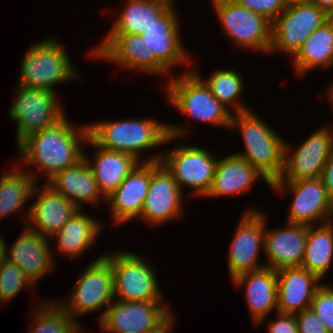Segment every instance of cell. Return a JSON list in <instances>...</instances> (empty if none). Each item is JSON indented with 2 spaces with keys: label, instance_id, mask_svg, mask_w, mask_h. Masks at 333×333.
Listing matches in <instances>:
<instances>
[{
  "label": "cell",
  "instance_id": "6da1fadb",
  "mask_svg": "<svg viewBox=\"0 0 333 333\" xmlns=\"http://www.w3.org/2000/svg\"><path fill=\"white\" fill-rule=\"evenodd\" d=\"M88 138V124L74 127L65 116L56 125L24 139L17 146L19 161L24 163L22 165H32L37 171H42L48 182L58 172L84 157L82 145Z\"/></svg>",
  "mask_w": 333,
  "mask_h": 333
},
{
  "label": "cell",
  "instance_id": "7a4b0ae2",
  "mask_svg": "<svg viewBox=\"0 0 333 333\" xmlns=\"http://www.w3.org/2000/svg\"><path fill=\"white\" fill-rule=\"evenodd\" d=\"M89 138L99 147L130 154L140 162L160 161L162 153L141 160L142 150L165 145L187 132L183 126L154 119H123L88 124Z\"/></svg>",
  "mask_w": 333,
  "mask_h": 333
},
{
  "label": "cell",
  "instance_id": "3957f363",
  "mask_svg": "<svg viewBox=\"0 0 333 333\" xmlns=\"http://www.w3.org/2000/svg\"><path fill=\"white\" fill-rule=\"evenodd\" d=\"M230 128H238L245 147V151L234 154L250 163L270 183L277 180L283 170L285 140L252 110L233 114Z\"/></svg>",
  "mask_w": 333,
  "mask_h": 333
},
{
  "label": "cell",
  "instance_id": "277c9868",
  "mask_svg": "<svg viewBox=\"0 0 333 333\" xmlns=\"http://www.w3.org/2000/svg\"><path fill=\"white\" fill-rule=\"evenodd\" d=\"M65 47L53 37L34 42L22 58L18 85L55 92L59 83L80 80Z\"/></svg>",
  "mask_w": 333,
  "mask_h": 333
},
{
  "label": "cell",
  "instance_id": "5b68a950",
  "mask_svg": "<svg viewBox=\"0 0 333 333\" xmlns=\"http://www.w3.org/2000/svg\"><path fill=\"white\" fill-rule=\"evenodd\" d=\"M197 69L185 72L181 77L167 80V100L184 115L203 123L230 128L232 113L211 93L209 86L197 73Z\"/></svg>",
  "mask_w": 333,
  "mask_h": 333
},
{
  "label": "cell",
  "instance_id": "8992f818",
  "mask_svg": "<svg viewBox=\"0 0 333 333\" xmlns=\"http://www.w3.org/2000/svg\"><path fill=\"white\" fill-rule=\"evenodd\" d=\"M16 100L9 118L16 122L17 146L27 137L56 125L66 115L56 92L16 86Z\"/></svg>",
  "mask_w": 333,
  "mask_h": 333
},
{
  "label": "cell",
  "instance_id": "52a82bcc",
  "mask_svg": "<svg viewBox=\"0 0 333 333\" xmlns=\"http://www.w3.org/2000/svg\"><path fill=\"white\" fill-rule=\"evenodd\" d=\"M80 274L67 303H58L75 321L77 316L97 312L103 308L104 311L99 316L100 322L108 306L115 300L111 264L103 254ZM105 306L107 308H104Z\"/></svg>",
  "mask_w": 333,
  "mask_h": 333
},
{
  "label": "cell",
  "instance_id": "ba28073f",
  "mask_svg": "<svg viewBox=\"0 0 333 333\" xmlns=\"http://www.w3.org/2000/svg\"><path fill=\"white\" fill-rule=\"evenodd\" d=\"M104 256L113 270L114 298H118L116 300L164 301L156 273L143 256L129 251H114Z\"/></svg>",
  "mask_w": 333,
  "mask_h": 333
},
{
  "label": "cell",
  "instance_id": "9c48e42d",
  "mask_svg": "<svg viewBox=\"0 0 333 333\" xmlns=\"http://www.w3.org/2000/svg\"><path fill=\"white\" fill-rule=\"evenodd\" d=\"M175 3L141 37L148 46V73L168 75L172 68L191 63L183 46Z\"/></svg>",
  "mask_w": 333,
  "mask_h": 333
},
{
  "label": "cell",
  "instance_id": "30bf717a",
  "mask_svg": "<svg viewBox=\"0 0 333 333\" xmlns=\"http://www.w3.org/2000/svg\"><path fill=\"white\" fill-rule=\"evenodd\" d=\"M224 33L241 47L267 53L272 39V22L233 0H212Z\"/></svg>",
  "mask_w": 333,
  "mask_h": 333
},
{
  "label": "cell",
  "instance_id": "8fae6325",
  "mask_svg": "<svg viewBox=\"0 0 333 333\" xmlns=\"http://www.w3.org/2000/svg\"><path fill=\"white\" fill-rule=\"evenodd\" d=\"M331 17L324 9L308 1L288 4L272 23L268 53L278 50L293 57L305 40Z\"/></svg>",
  "mask_w": 333,
  "mask_h": 333
},
{
  "label": "cell",
  "instance_id": "7c38bea8",
  "mask_svg": "<svg viewBox=\"0 0 333 333\" xmlns=\"http://www.w3.org/2000/svg\"><path fill=\"white\" fill-rule=\"evenodd\" d=\"M177 146L168 153L162 152L160 162L174 176L182 192L187 186L196 197H205L213 182L217 155L191 144Z\"/></svg>",
  "mask_w": 333,
  "mask_h": 333
},
{
  "label": "cell",
  "instance_id": "4fadbf2b",
  "mask_svg": "<svg viewBox=\"0 0 333 333\" xmlns=\"http://www.w3.org/2000/svg\"><path fill=\"white\" fill-rule=\"evenodd\" d=\"M333 129V128H332ZM326 126L313 132L296 149L284 142L281 176L275 181H297L322 176L324 166L333 152V130Z\"/></svg>",
  "mask_w": 333,
  "mask_h": 333
},
{
  "label": "cell",
  "instance_id": "5bb4252c",
  "mask_svg": "<svg viewBox=\"0 0 333 333\" xmlns=\"http://www.w3.org/2000/svg\"><path fill=\"white\" fill-rule=\"evenodd\" d=\"M271 189L277 193L286 189L293 196L286 222L307 226L315 225V222L317 224L330 222L331 199L321 177L274 181L271 183Z\"/></svg>",
  "mask_w": 333,
  "mask_h": 333
},
{
  "label": "cell",
  "instance_id": "9a60e30c",
  "mask_svg": "<svg viewBox=\"0 0 333 333\" xmlns=\"http://www.w3.org/2000/svg\"><path fill=\"white\" fill-rule=\"evenodd\" d=\"M267 216L263 211L248 209L239 221L227 257L230 278L266 267L259 264V252L264 249Z\"/></svg>",
  "mask_w": 333,
  "mask_h": 333
},
{
  "label": "cell",
  "instance_id": "2e32d148",
  "mask_svg": "<svg viewBox=\"0 0 333 333\" xmlns=\"http://www.w3.org/2000/svg\"><path fill=\"white\" fill-rule=\"evenodd\" d=\"M183 198V192L167 168L160 161L150 162V183L139 219L161 226L181 218Z\"/></svg>",
  "mask_w": 333,
  "mask_h": 333
},
{
  "label": "cell",
  "instance_id": "e0dca14e",
  "mask_svg": "<svg viewBox=\"0 0 333 333\" xmlns=\"http://www.w3.org/2000/svg\"><path fill=\"white\" fill-rule=\"evenodd\" d=\"M172 311L164 301H113L100 321L108 333H148L156 329Z\"/></svg>",
  "mask_w": 333,
  "mask_h": 333
},
{
  "label": "cell",
  "instance_id": "ac0fdd59",
  "mask_svg": "<svg viewBox=\"0 0 333 333\" xmlns=\"http://www.w3.org/2000/svg\"><path fill=\"white\" fill-rule=\"evenodd\" d=\"M36 185L37 183L33 187L31 197L36 195L38 198L28 208L25 215L26 226L50 239L79 209L47 182L41 189Z\"/></svg>",
  "mask_w": 333,
  "mask_h": 333
},
{
  "label": "cell",
  "instance_id": "d6986e66",
  "mask_svg": "<svg viewBox=\"0 0 333 333\" xmlns=\"http://www.w3.org/2000/svg\"><path fill=\"white\" fill-rule=\"evenodd\" d=\"M49 240L25 225L22 234L7 249V259L14 262L34 284L56 268L52 255L54 249H51Z\"/></svg>",
  "mask_w": 333,
  "mask_h": 333
},
{
  "label": "cell",
  "instance_id": "ffe728a7",
  "mask_svg": "<svg viewBox=\"0 0 333 333\" xmlns=\"http://www.w3.org/2000/svg\"><path fill=\"white\" fill-rule=\"evenodd\" d=\"M150 183V162H140L106 198L110 204L113 226L139 219Z\"/></svg>",
  "mask_w": 333,
  "mask_h": 333
},
{
  "label": "cell",
  "instance_id": "44dd1931",
  "mask_svg": "<svg viewBox=\"0 0 333 333\" xmlns=\"http://www.w3.org/2000/svg\"><path fill=\"white\" fill-rule=\"evenodd\" d=\"M265 228L264 249L267 264L274 270L301 267L308 226L288 223L284 228L269 231Z\"/></svg>",
  "mask_w": 333,
  "mask_h": 333
},
{
  "label": "cell",
  "instance_id": "7402d4cb",
  "mask_svg": "<svg viewBox=\"0 0 333 333\" xmlns=\"http://www.w3.org/2000/svg\"><path fill=\"white\" fill-rule=\"evenodd\" d=\"M277 312L295 314L311 308L321 279L302 267L277 270Z\"/></svg>",
  "mask_w": 333,
  "mask_h": 333
},
{
  "label": "cell",
  "instance_id": "603a6c76",
  "mask_svg": "<svg viewBox=\"0 0 333 333\" xmlns=\"http://www.w3.org/2000/svg\"><path fill=\"white\" fill-rule=\"evenodd\" d=\"M236 287L243 285L246 304L253 324L258 326L273 309L277 312V271L270 267L241 274L232 280ZM271 312V313H270Z\"/></svg>",
  "mask_w": 333,
  "mask_h": 333
},
{
  "label": "cell",
  "instance_id": "cb8c5ba5",
  "mask_svg": "<svg viewBox=\"0 0 333 333\" xmlns=\"http://www.w3.org/2000/svg\"><path fill=\"white\" fill-rule=\"evenodd\" d=\"M91 49V58L116 63L124 69L148 73V46L138 34H107Z\"/></svg>",
  "mask_w": 333,
  "mask_h": 333
},
{
  "label": "cell",
  "instance_id": "d4e9b609",
  "mask_svg": "<svg viewBox=\"0 0 333 333\" xmlns=\"http://www.w3.org/2000/svg\"><path fill=\"white\" fill-rule=\"evenodd\" d=\"M47 183L80 210L83 202L98 205L101 201H106L97 187L94 174L85 157L75 165L58 172Z\"/></svg>",
  "mask_w": 333,
  "mask_h": 333
},
{
  "label": "cell",
  "instance_id": "484cf974",
  "mask_svg": "<svg viewBox=\"0 0 333 333\" xmlns=\"http://www.w3.org/2000/svg\"><path fill=\"white\" fill-rule=\"evenodd\" d=\"M260 177L271 188L265 176L242 157L231 154L223 159L218 158L213 182L205 198L245 193Z\"/></svg>",
  "mask_w": 333,
  "mask_h": 333
},
{
  "label": "cell",
  "instance_id": "4316f807",
  "mask_svg": "<svg viewBox=\"0 0 333 333\" xmlns=\"http://www.w3.org/2000/svg\"><path fill=\"white\" fill-rule=\"evenodd\" d=\"M87 144L96 148V155L92 160L86 157V154L84 157L91 167L100 193L106 199L140 161L130 154L99 147L90 138L87 139Z\"/></svg>",
  "mask_w": 333,
  "mask_h": 333
},
{
  "label": "cell",
  "instance_id": "83f0119b",
  "mask_svg": "<svg viewBox=\"0 0 333 333\" xmlns=\"http://www.w3.org/2000/svg\"><path fill=\"white\" fill-rule=\"evenodd\" d=\"M102 228V223L99 220L79 209L62 229L50 239H55L56 242L54 243L57 245L55 249L60 254L68 256L71 260L76 257L78 259L96 243L95 241L102 234Z\"/></svg>",
  "mask_w": 333,
  "mask_h": 333
},
{
  "label": "cell",
  "instance_id": "f1b7e54d",
  "mask_svg": "<svg viewBox=\"0 0 333 333\" xmlns=\"http://www.w3.org/2000/svg\"><path fill=\"white\" fill-rule=\"evenodd\" d=\"M175 2V0H127V4L115 19L108 34L141 35Z\"/></svg>",
  "mask_w": 333,
  "mask_h": 333
},
{
  "label": "cell",
  "instance_id": "f546056e",
  "mask_svg": "<svg viewBox=\"0 0 333 333\" xmlns=\"http://www.w3.org/2000/svg\"><path fill=\"white\" fill-rule=\"evenodd\" d=\"M294 70L299 75L333 64V17L316 29L292 57Z\"/></svg>",
  "mask_w": 333,
  "mask_h": 333
},
{
  "label": "cell",
  "instance_id": "4dcf8cb0",
  "mask_svg": "<svg viewBox=\"0 0 333 333\" xmlns=\"http://www.w3.org/2000/svg\"><path fill=\"white\" fill-rule=\"evenodd\" d=\"M333 263V221L308 226V235L302 268L317 275L321 280Z\"/></svg>",
  "mask_w": 333,
  "mask_h": 333
},
{
  "label": "cell",
  "instance_id": "1f68e13d",
  "mask_svg": "<svg viewBox=\"0 0 333 333\" xmlns=\"http://www.w3.org/2000/svg\"><path fill=\"white\" fill-rule=\"evenodd\" d=\"M22 170L5 171L0 177V219L22 210L31 197L40 173Z\"/></svg>",
  "mask_w": 333,
  "mask_h": 333
},
{
  "label": "cell",
  "instance_id": "d6a6232c",
  "mask_svg": "<svg viewBox=\"0 0 333 333\" xmlns=\"http://www.w3.org/2000/svg\"><path fill=\"white\" fill-rule=\"evenodd\" d=\"M241 75V73L239 74L238 71L232 69H217L208 79H203L209 86L212 95L223 106L227 109L229 108L232 114L251 110L245 103L240 101V96L244 91V82Z\"/></svg>",
  "mask_w": 333,
  "mask_h": 333
},
{
  "label": "cell",
  "instance_id": "836d02e7",
  "mask_svg": "<svg viewBox=\"0 0 333 333\" xmlns=\"http://www.w3.org/2000/svg\"><path fill=\"white\" fill-rule=\"evenodd\" d=\"M39 306V307H38ZM38 306H34L32 321L29 325L30 333H81L80 327L57 302L44 300Z\"/></svg>",
  "mask_w": 333,
  "mask_h": 333
},
{
  "label": "cell",
  "instance_id": "e575fe53",
  "mask_svg": "<svg viewBox=\"0 0 333 333\" xmlns=\"http://www.w3.org/2000/svg\"><path fill=\"white\" fill-rule=\"evenodd\" d=\"M34 283L10 260L0 266V304L16 298L24 287L32 288Z\"/></svg>",
  "mask_w": 333,
  "mask_h": 333
},
{
  "label": "cell",
  "instance_id": "d590c367",
  "mask_svg": "<svg viewBox=\"0 0 333 333\" xmlns=\"http://www.w3.org/2000/svg\"><path fill=\"white\" fill-rule=\"evenodd\" d=\"M311 308L329 333H333V287L325 283L313 296Z\"/></svg>",
  "mask_w": 333,
  "mask_h": 333
},
{
  "label": "cell",
  "instance_id": "8d00e7d4",
  "mask_svg": "<svg viewBox=\"0 0 333 333\" xmlns=\"http://www.w3.org/2000/svg\"><path fill=\"white\" fill-rule=\"evenodd\" d=\"M237 4L258 13L272 23L286 9L284 0H233Z\"/></svg>",
  "mask_w": 333,
  "mask_h": 333
},
{
  "label": "cell",
  "instance_id": "74e56055",
  "mask_svg": "<svg viewBox=\"0 0 333 333\" xmlns=\"http://www.w3.org/2000/svg\"><path fill=\"white\" fill-rule=\"evenodd\" d=\"M299 333H329L312 308L295 313Z\"/></svg>",
  "mask_w": 333,
  "mask_h": 333
},
{
  "label": "cell",
  "instance_id": "f35d334b",
  "mask_svg": "<svg viewBox=\"0 0 333 333\" xmlns=\"http://www.w3.org/2000/svg\"><path fill=\"white\" fill-rule=\"evenodd\" d=\"M277 317L269 321L268 333H299L295 314L277 312Z\"/></svg>",
  "mask_w": 333,
  "mask_h": 333
},
{
  "label": "cell",
  "instance_id": "ab89813d",
  "mask_svg": "<svg viewBox=\"0 0 333 333\" xmlns=\"http://www.w3.org/2000/svg\"><path fill=\"white\" fill-rule=\"evenodd\" d=\"M321 178L330 199L333 198V152L324 166Z\"/></svg>",
  "mask_w": 333,
  "mask_h": 333
},
{
  "label": "cell",
  "instance_id": "60d3db41",
  "mask_svg": "<svg viewBox=\"0 0 333 333\" xmlns=\"http://www.w3.org/2000/svg\"><path fill=\"white\" fill-rule=\"evenodd\" d=\"M173 313L162 323L160 324L156 329L148 332V333H173L172 328L174 326V319H173Z\"/></svg>",
  "mask_w": 333,
  "mask_h": 333
},
{
  "label": "cell",
  "instance_id": "b9f144b4",
  "mask_svg": "<svg viewBox=\"0 0 333 333\" xmlns=\"http://www.w3.org/2000/svg\"><path fill=\"white\" fill-rule=\"evenodd\" d=\"M308 2L324 9L330 16L333 17V0H308Z\"/></svg>",
  "mask_w": 333,
  "mask_h": 333
},
{
  "label": "cell",
  "instance_id": "7bdbcfd3",
  "mask_svg": "<svg viewBox=\"0 0 333 333\" xmlns=\"http://www.w3.org/2000/svg\"><path fill=\"white\" fill-rule=\"evenodd\" d=\"M1 236L2 235H0V266L7 259V249H8L6 241Z\"/></svg>",
  "mask_w": 333,
  "mask_h": 333
},
{
  "label": "cell",
  "instance_id": "ee69618b",
  "mask_svg": "<svg viewBox=\"0 0 333 333\" xmlns=\"http://www.w3.org/2000/svg\"><path fill=\"white\" fill-rule=\"evenodd\" d=\"M326 95H328V100H330V103H331L330 105L333 107V84L330 85L328 94H326ZM332 110H333V108H332Z\"/></svg>",
  "mask_w": 333,
  "mask_h": 333
},
{
  "label": "cell",
  "instance_id": "f6af8a7d",
  "mask_svg": "<svg viewBox=\"0 0 333 333\" xmlns=\"http://www.w3.org/2000/svg\"><path fill=\"white\" fill-rule=\"evenodd\" d=\"M286 4H291V3H299V2H306L308 0H284Z\"/></svg>",
  "mask_w": 333,
  "mask_h": 333
},
{
  "label": "cell",
  "instance_id": "bcb514c9",
  "mask_svg": "<svg viewBox=\"0 0 333 333\" xmlns=\"http://www.w3.org/2000/svg\"><path fill=\"white\" fill-rule=\"evenodd\" d=\"M333 198L331 199L330 221H333Z\"/></svg>",
  "mask_w": 333,
  "mask_h": 333
}]
</instances>
